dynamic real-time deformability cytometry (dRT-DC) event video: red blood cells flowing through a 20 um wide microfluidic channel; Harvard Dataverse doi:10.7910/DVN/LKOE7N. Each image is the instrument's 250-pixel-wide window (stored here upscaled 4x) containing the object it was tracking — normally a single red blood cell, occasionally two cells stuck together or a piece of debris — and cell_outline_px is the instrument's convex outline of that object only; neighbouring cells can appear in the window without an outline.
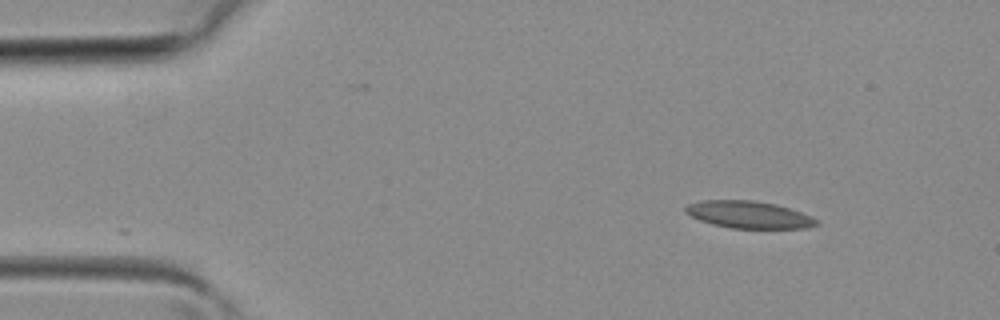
{"species": "common noctule bat (a hibernating species)", "species_latin": "Nyctalus noctula", "temperature_condition": "room temperature", "stored_images_in_passage": 35, "camera_frame_rate_fps": 3000, "um_per_image_px": 0.085, "animal": {"sex": "female", "body_mass_g": 19.3, "forearm_length_mm": 54.1}, "frame": {"image": 1, "passage_image": 1, "time_ms": 0.0, "image_size_px": [1000, 320], "cell_outline_px": [[820, 224], [808, 228], [732, 228], [712, 224], [700, 220], [684, 212], [684, 208], [688, 204], [700, 200], [752, 200], [776, 204], [812, 216], [820, 220]], "centroid_in_image_um": [63.67, 18.24], "position_along_channel_um": 21.3, "area_um2": 20.81}}
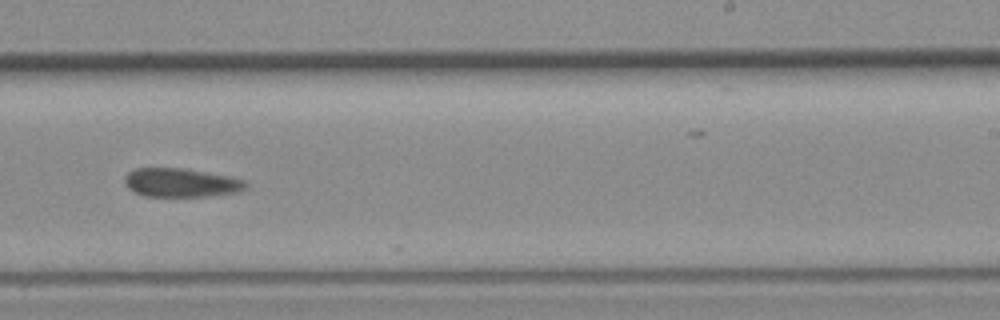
{"frame": {"image": 2, "passage_image": 20, "time_ms": 6.333, "image_size_px": [1000, 320], "cell_outline_px": [[248, 188], [236, 192], [208, 196], [144, 196], [128, 188], [124, 184], [124, 176], [128, 172], [136, 168], [184, 168], [228, 176], [244, 180], [248, 184]], "centroid_in_image_um": [15.37, 15.52], "position_along_channel_um": 273.6, "area_um2": 20.29}}
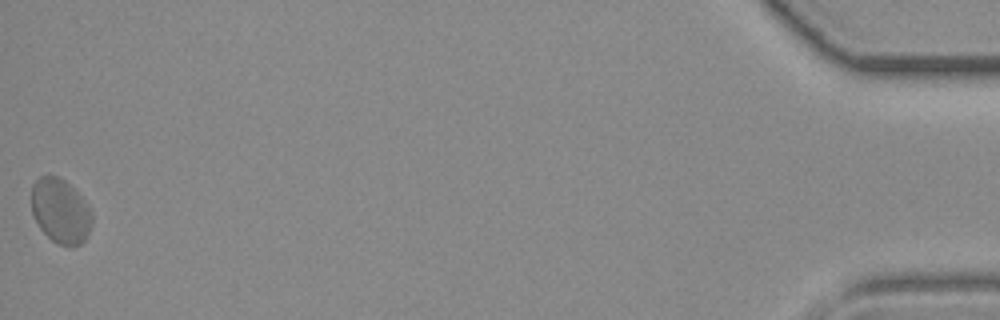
{"frame": {"image": 3, "passage_image": 35, "time_ms": 11.333, "image_size_px": [1000, 320], "cell_outline_px": [[92, 224], [84, 240], [80, 244], [72, 248], [56, 244], [40, 228], [32, 216], [32, 184], [40, 176], [48, 172], [60, 176], [84, 200], [92, 212]], "centroid_in_image_um": [5.12, 17.92], "position_along_channel_um": 430.1, "area_um2": 23.12}}